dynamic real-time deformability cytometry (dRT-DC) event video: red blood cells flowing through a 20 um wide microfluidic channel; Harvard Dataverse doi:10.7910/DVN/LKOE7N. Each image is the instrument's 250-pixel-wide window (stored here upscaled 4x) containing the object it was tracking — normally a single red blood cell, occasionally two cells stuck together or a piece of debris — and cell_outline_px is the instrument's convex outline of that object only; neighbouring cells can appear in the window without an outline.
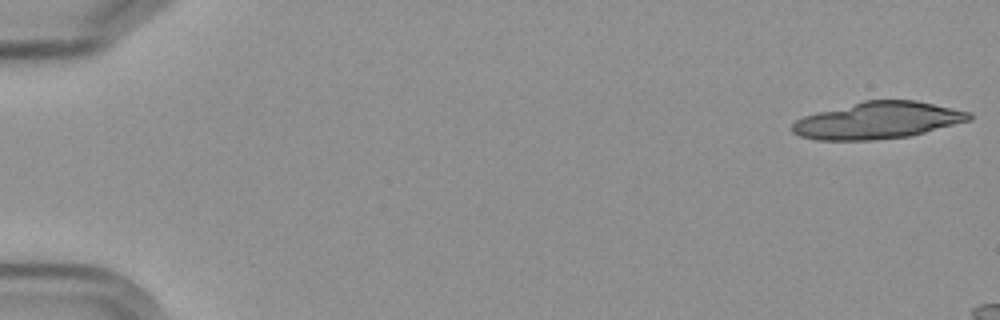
{"species": "Egyptian fruit bat (a non-hibernating species)", "species_latin": "Rousettus aegyptiacus", "temperature_condition": "cold", "stored_images_in_passage": 4, "camera_frame_rate_fps": 3000, "um_per_image_px": 0.085, "frame": {"image": 1, "passage_image": 1, "time_ms": 0.0, "image_size_px": [1000, 320], "cell_outline_px": [[972, 120], [908, 136], [872, 140], [816, 140], [800, 136], [792, 132], [792, 124], [796, 120], [804, 116], [864, 100], [912, 100], [972, 112]], "centroid_in_image_um": [74.61, 10.24], "position_along_channel_um": 10.4, "area_um2": 37.63}}